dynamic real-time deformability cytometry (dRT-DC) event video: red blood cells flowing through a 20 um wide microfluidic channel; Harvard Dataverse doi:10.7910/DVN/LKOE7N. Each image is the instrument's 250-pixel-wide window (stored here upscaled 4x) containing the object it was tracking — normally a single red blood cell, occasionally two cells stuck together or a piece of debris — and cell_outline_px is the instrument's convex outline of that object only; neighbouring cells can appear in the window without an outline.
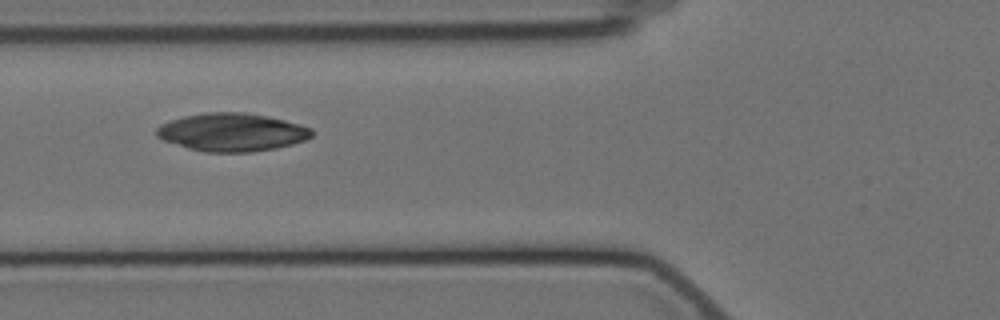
{"species": "Egyptian fruit bat (a non-hibernating species)", "species_latin": "Rousettus aegyptiacus", "temperature_condition": "cold", "stored_images_in_passage": 4, "camera_frame_rate_fps": 3000, "um_per_image_px": 0.085, "animal": {"sex": "female"}, "frame": {"image": 1, "passage_image": 3, "time_ms": 2.333, "image_size_px": [1000, 320], "cell_outline_px": [[312, 136], [304, 140], [292, 144], [276, 148], [252, 152], [204, 152], [188, 148], [164, 140], [156, 136], [156, 128], [160, 124], [168, 120], [184, 116], [208, 112], [244, 112], [268, 116], [300, 124], [312, 128]], "centroid_in_image_um": [19.7, 11.23], "position_along_channel_um": 106.1, "area_um2": 34.51}}
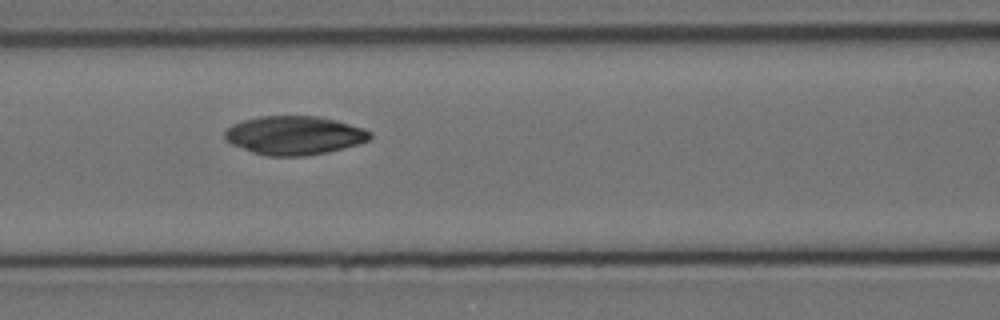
{"frame": {"image": 2, "passage_image": 4, "time_ms": 3.333, "image_size_px": [1000, 320], "cell_outline_px": [[372, 136], [368, 140], [356, 144], [324, 152], [304, 156], [268, 156], [252, 152], [232, 144], [224, 140], [224, 132], [232, 124], [244, 120], [260, 116], [320, 116], [336, 120], [364, 128], [372, 132]], "centroid_in_image_um": [24.99, 11.49], "position_along_channel_um": 141.6, "area_um2": 32.6}}